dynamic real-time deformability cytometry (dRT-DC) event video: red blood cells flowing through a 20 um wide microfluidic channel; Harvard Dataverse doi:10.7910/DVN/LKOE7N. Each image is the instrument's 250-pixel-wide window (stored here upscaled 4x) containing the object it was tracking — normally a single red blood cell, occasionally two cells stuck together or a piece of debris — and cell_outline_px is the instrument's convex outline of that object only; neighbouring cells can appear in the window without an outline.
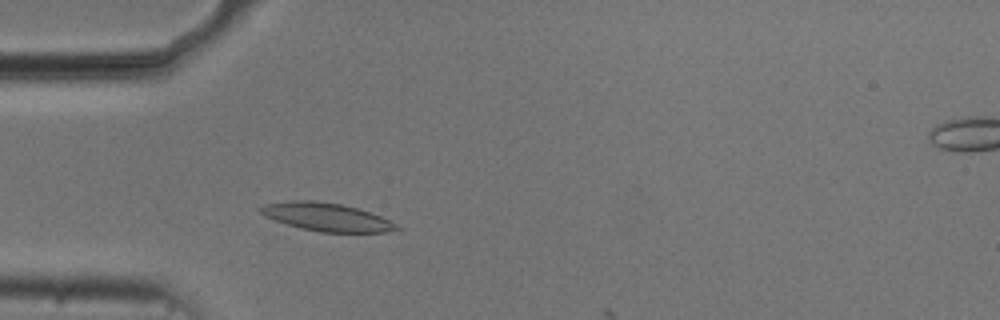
{"species": "common noctule bat (a hibernating species)", "species_latin": "Nyctalus noctula", "temperature_condition": "cold", "stored_images_in_passage": 44, "camera_frame_rate_fps": 3000, "um_per_image_px": 0.085, "animal": {"sex": "male", "body_mass_g": 20.5, "forearm_length_mm": 52.5}, "frame": {"image": 1, "passage_image": 10, "time_ms": 3.0, "image_size_px": [1000, 320], "cell_outline_px": [[400, 228], [388, 232], [320, 232], [300, 228], [264, 216], [256, 208], [264, 204], [292, 200], [312, 200], [340, 204], [356, 208], [380, 216], [396, 224]], "centroid_in_image_um": [27.7, 18.44], "position_along_channel_um": 57.3, "area_um2": 22.08}}
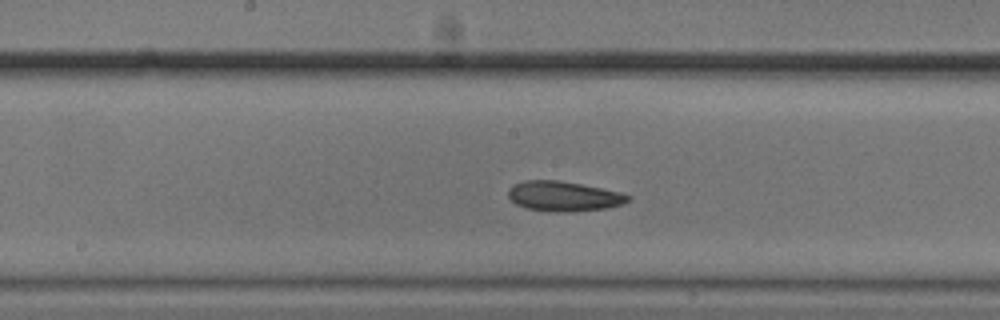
{"frame": {"image": 2, "passage_image": 22, "time_ms": 7.0, "image_size_px": [1000, 320], "cell_outline_px": [[632, 196], [628, 200], [620, 204], [608, 208], [568, 212], [552, 212], [524, 208], [516, 204], [508, 196], [508, 188], [524, 180], [556, 180], [580, 184], [620, 192]], "centroid_in_image_um": [47.88, 16.69], "position_along_channel_um": 200.3, "area_um2": 20.81}}
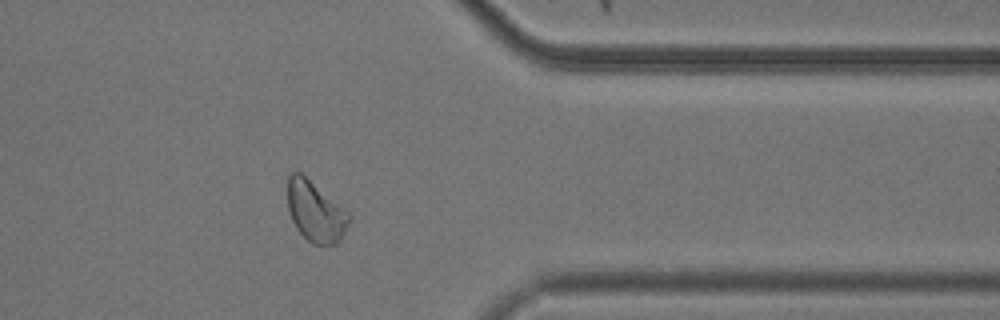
{"frame": {"image": 3, "passage_image": 38, "time_ms": 12.333, "image_size_px": [1000, 320], "cell_outline_px": [[352, 220], [340, 240], [336, 244], [312, 244], [296, 228], [292, 220], [288, 208], [288, 176], [292, 172], [300, 172], [348, 212], [352, 216]], "centroid_in_image_um": [26.83, 18.0], "position_along_channel_um": 384.6, "area_um2": 21.44}, "authors_computed_cell_mechanics": {"area_um2": 21.1259, "velocity_mm_per_s": 3.6901, "shape_relaxation_time_tau1_ms": 5.3294, "shape_relaxation_time_tau2_ms": 4.7358, "deformation_change_tau1": 0.1234, "deformation_change_tau2": 0.1042}}